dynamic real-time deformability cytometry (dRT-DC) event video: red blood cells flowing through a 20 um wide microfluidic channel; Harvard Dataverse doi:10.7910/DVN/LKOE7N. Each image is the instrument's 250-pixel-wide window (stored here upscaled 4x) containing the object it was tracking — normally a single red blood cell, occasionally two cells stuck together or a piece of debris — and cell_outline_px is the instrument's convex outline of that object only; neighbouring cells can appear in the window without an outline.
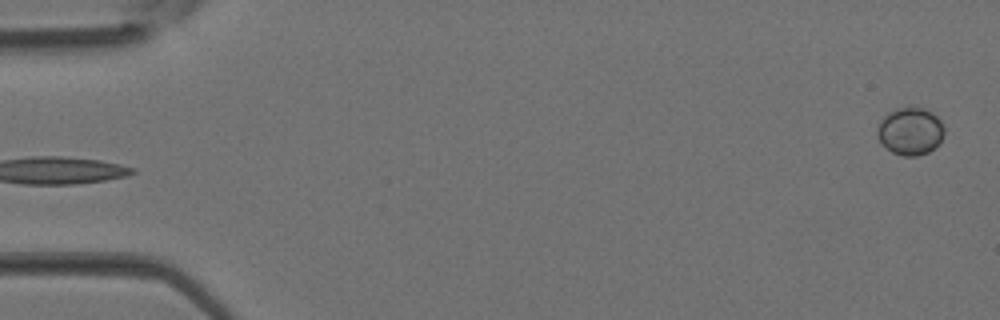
{"species": "Egyptian fruit bat (a non-hibernating species)", "species_latin": "Rousettus aegyptiacus", "temperature_condition": "room temperature", "stored_images_in_passage": 3, "segment_of_instrument_passage": [2, 2], "camera_frame_rate_fps": 3000, "um_per_image_px": 0.085, "animal": {"sex": "female"}, "frame": {"image": 1, "passage_image": 3, "time_ms": 0.667, "image_size_px": [1000, 320], "cell_outline_px": [[944, 136], [928, 152], [916, 156], [904, 156], [892, 152], [876, 136], [876, 128], [880, 120], [888, 112], [896, 108], [924, 108], [932, 112], [940, 120], [944, 128]], "centroid_in_image_um": [77.35, 11.14], "position_along_channel_um": 7.7, "area_um2": 18.38}}